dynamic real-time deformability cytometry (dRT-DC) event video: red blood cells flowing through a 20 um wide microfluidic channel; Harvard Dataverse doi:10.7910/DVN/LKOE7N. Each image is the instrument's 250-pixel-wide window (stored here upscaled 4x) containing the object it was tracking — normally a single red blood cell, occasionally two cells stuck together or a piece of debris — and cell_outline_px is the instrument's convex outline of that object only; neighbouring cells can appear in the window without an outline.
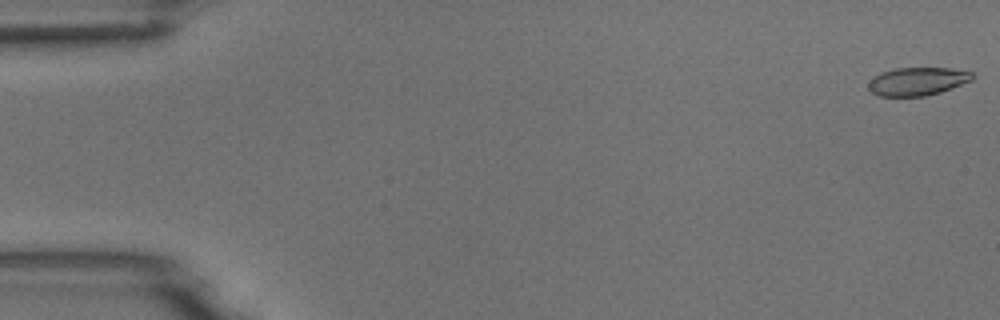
{"species": "common noctule bat (a hibernating species)", "species_latin": "Nyctalus noctula", "temperature_condition": "room temperature", "stored_images_in_passage": 54, "camera_frame_rate_fps": 3000, "um_per_image_px": 0.085, "animal": {"sex": "male", "body_mass_g": 18.8}, "frame": {"image": 1, "passage_image": 1, "time_ms": 0.0, "image_size_px": [1000, 320], "cell_outline_px": [[976, 76], [972, 80], [940, 92], [924, 96], [880, 96], [872, 92], [868, 88], [868, 84], [880, 72], [892, 68], [952, 68], [972, 72]], "centroid_in_image_um": [78.0, 6.9], "position_along_channel_um": 7.0, "area_um2": 16.99}}
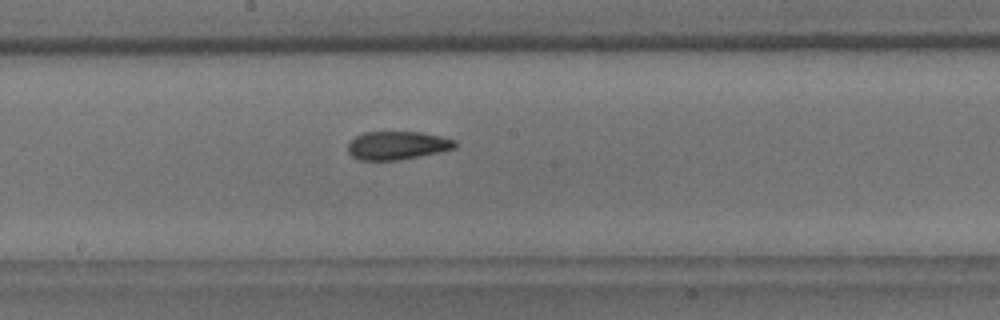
{"frame": {"image": 2, "passage_image": 29, "time_ms": 9.333, "image_size_px": [1000, 320], "cell_outline_px": [[456, 148], [440, 152], [400, 160], [360, 160], [352, 156], [348, 152], [348, 144], [356, 136], [364, 132], [420, 132], [440, 136], [456, 140]], "centroid_in_image_um": [33.78, 12.36], "position_along_channel_um": 214.4, "area_um2": 17.69}}
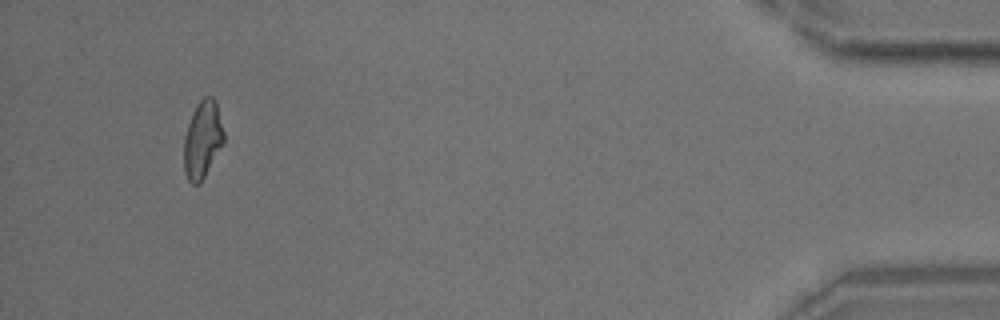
{"frame": {"image": 3, "passage_image": 51, "time_ms": 16.667, "image_size_px": [1000, 320], "cell_outline_px": [[224, 144], [200, 184], [192, 184], [188, 180], [184, 172], [184, 136], [192, 112], [196, 104], [204, 96], [212, 96], [216, 100], [224, 132]], "centroid_in_image_um": [17.22, 11.86], "position_along_channel_um": 418.0, "area_um2": 18.26}, "authors_computed_cell_mechanics": {"area_um2": 18.0625, "velocity_mm_per_s": 3.7534, "shape_relaxation_time_tau1_ms": 6.2564, "shape_relaxation_time_tau2_ms": 2.604, "deformation_change_tau1": 0.1586, "deformation_change_tau2": 0.0943}}